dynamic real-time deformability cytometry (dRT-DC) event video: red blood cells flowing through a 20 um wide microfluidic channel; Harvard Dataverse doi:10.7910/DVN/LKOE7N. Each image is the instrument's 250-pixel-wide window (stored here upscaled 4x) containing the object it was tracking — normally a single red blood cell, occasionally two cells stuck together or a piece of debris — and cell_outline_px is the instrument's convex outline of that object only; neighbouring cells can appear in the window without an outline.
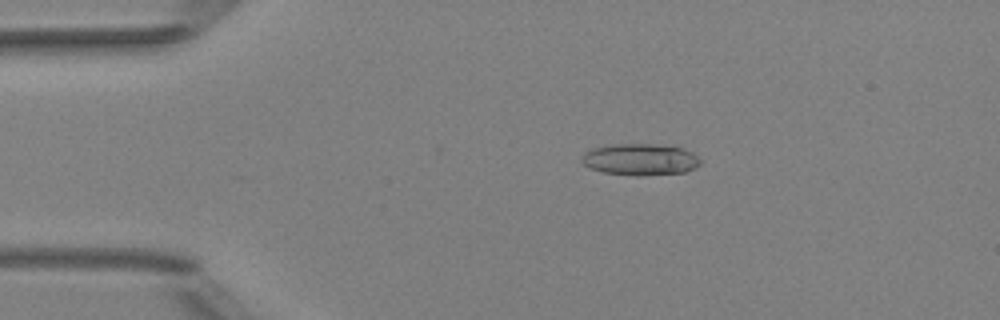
{"species": "Egyptian fruit bat (a non-hibernating species)", "species_latin": "Rousettus aegyptiacus", "temperature_condition": "room temperature", "stored_images_in_passage": 5, "camera_frame_rate_fps": 3000, "um_per_image_px": 0.085, "animal": {"sex": "female"}, "frame": {"image": 1, "passage_image": 3, "time_ms": 2.0, "image_size_px": [1000, 320], "cell_outline_px": [[700, 164], [696, 168], [684, 172], [644, 176], [636, 176], [604, 172], [588, 168], [580, 160], [580, 156], [584, 152], [592, 148], [612, 144], [656, 144], [684, 148], [692, 152], [700, 160]], "centroid_in_image_um": [54.39, 13.55], "position_along_channel_um": 30.6, "area_um2": 22.14}}
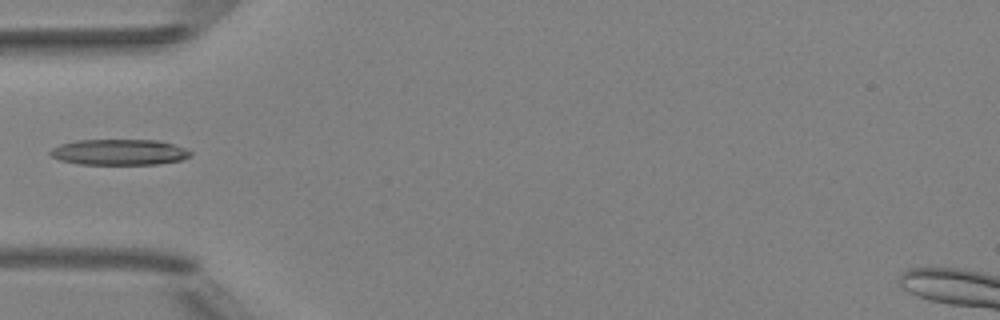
{"frame": {"image": 2, "passage_image": 5, "time_ms": 4.333, "image_size_px": [1000, 320], "cell_outline_px": [[192, 156], [180, 160], [160, 164], [80, 164], [60, 160], [52, 156], [48, 152], [52, 148], [60, 144], [76, 140], [160, 140], [184, 148], [192, 152]], "centroid_in_image_um": [10.14, 12.93], "position_along_channel_um": 74.9, "area_um2": 21.1}}